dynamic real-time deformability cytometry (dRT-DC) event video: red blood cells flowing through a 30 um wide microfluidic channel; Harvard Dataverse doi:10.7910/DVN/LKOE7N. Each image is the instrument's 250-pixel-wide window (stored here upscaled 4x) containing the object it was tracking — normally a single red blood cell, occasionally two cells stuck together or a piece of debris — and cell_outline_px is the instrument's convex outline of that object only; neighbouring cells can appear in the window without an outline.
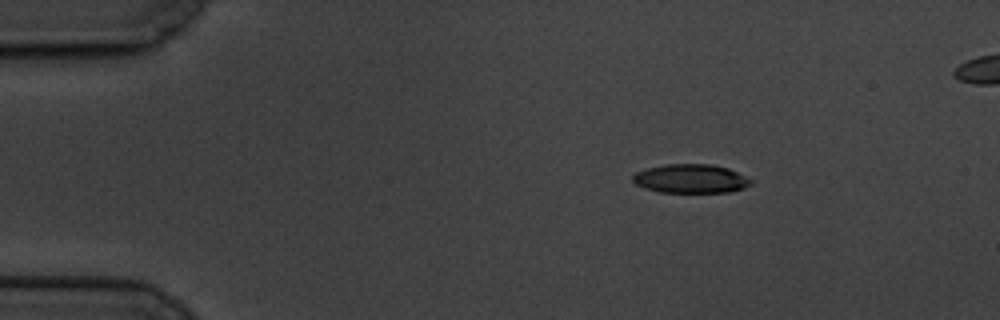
{"species": "common noctule bat (a hibernating species)", "species_latin": "Nyctalus noctula", "temperature_condition": "cold", "stored_images_in_passage": 10, "camera_frame_rate_fps": 3000, "um_per_image_px": 0.085, "animal": {"sex": "male", "body_mass_g": 19.5, "forearm_length_mm": 54.6}, "frame": {"image": 1, "passage_image": 1, "time_ms": 0.0, "image_size_px": [1000, 320], "cell_outline_px": [[752, 184], [744, 188], [728, 192], [660, 192], [644, 188], [636, 184], [632, 180], [632, 176], [636, 172], [648, 168], [668, 164], [712, 164], [728, 168], [752, 180]], "centroid_in_image_um": [58.71, 15.19], "position_along_channel_um": 26.3, "area_um2": 19.77}}
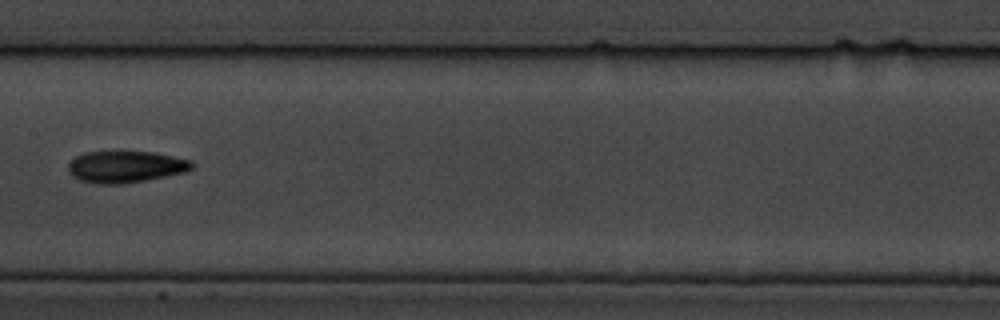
{"frame": {"image": 2, "passage_image": 7, "time_ms": 7.0, "image_size_px": [1000, 320], "cell_outline_px": [[192, 168], [184, 172], [124, 184], [96, 184], [80, 180], [72, 176], [68, 172], [68, 164], [76, 156], [84, 152], [116, 148], [152, 152], [192, 160]], "centroid_in_image_um": [10.6, 14.12], "position_along_channel_um": 196.8, "area_um2": 23.64}}
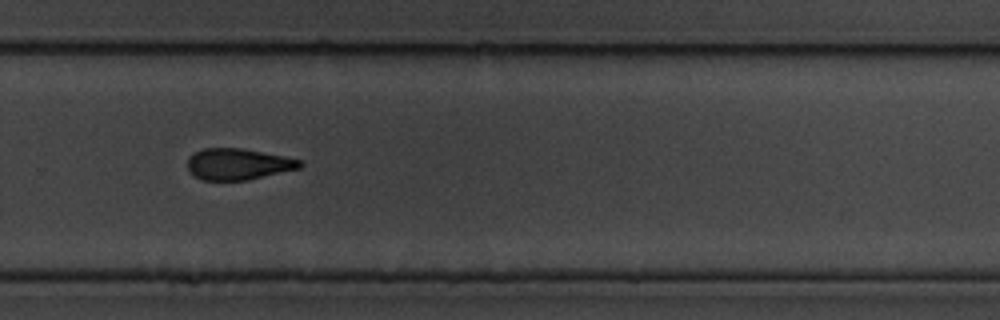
{"frame": {"image": 3, "passage_image": 10, "time_ms": 10.333, "image_size_px": [1000, 320], "cell_outline_px": [[304, 164], [300, 168], [248, 180], [204, 180], [188, 172], [188, 156], [204, 148], [244, 148], [304, 160]], "centroid_in_image_um": [20.27, 13.94], "position_along_channel_um": 309.5, "area_um2": 20.63}}